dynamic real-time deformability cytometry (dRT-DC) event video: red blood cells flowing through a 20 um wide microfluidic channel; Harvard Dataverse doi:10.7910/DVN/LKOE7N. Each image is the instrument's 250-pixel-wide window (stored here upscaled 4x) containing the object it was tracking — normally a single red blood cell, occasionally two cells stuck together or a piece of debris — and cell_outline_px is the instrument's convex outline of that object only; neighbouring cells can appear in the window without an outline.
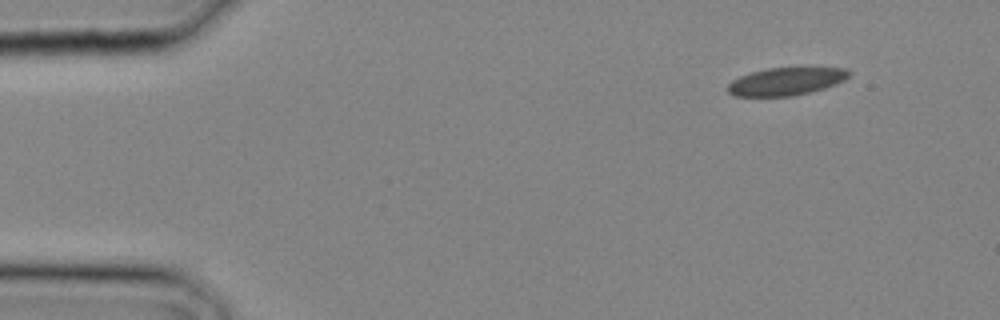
{"species": "common noctule bat (a hibernating species)", "species_latin": "Nyctalus noctula", "temperature_condition": "cold", "stored_images_in_passage": 2, "camera_frame_rate_fps": 3000, "um_per_image_px": 0.085, "animal": {"sex": "male", "body_mass_g": 20.4}, "frame": {"image": 1, "passage_image": 2, "time_ms": 0.333, "image_size_px": [1000, 320], "cell_outline_px": [[852, 72], [844, 80], [836, 84], [824, 88], [792, 96], [732, 96], [728, 92], [728, 84], [732, 80], [740, 76], [752, 72], [768, 68], [848, 68]], "centroid_in_image_um": [66.81, 6.92], "position_along_channel_um": 18.2, "area_um2": 19.48}}